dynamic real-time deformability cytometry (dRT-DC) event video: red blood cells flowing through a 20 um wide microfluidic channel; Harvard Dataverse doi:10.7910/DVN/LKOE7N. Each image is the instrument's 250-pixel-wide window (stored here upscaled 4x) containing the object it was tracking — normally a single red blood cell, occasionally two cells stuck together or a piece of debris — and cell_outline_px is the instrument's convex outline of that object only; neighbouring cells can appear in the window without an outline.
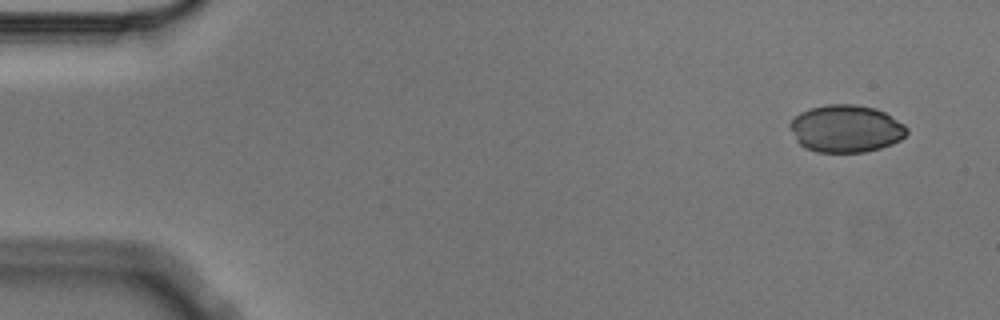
{"species": "Egyptian fruit bat (a non-hibernating species)", "species_latin": "Rousettus aegyptiacus", "temperature_condition": "cold", "stored_images_in_passage": 10, "camera_frame_rate_fps": 3000, "um_per_image_px": 0.085, "animal": {"sex": "male"}, "frame": {"image": 1, "passage_image": 1, "time_ms": 0.0, "image_size_px": [1000, 320], "cell_outline_px": [[908, 132], [900, 140], [892, 144], [880, 148], [864, 152], [816, 152], [804, 148], [796, 140], [788, 124], [800, 112], [808, 108], [824, 104], [856, 104], [876, 108], [884, 112], [904, 124], [908, 128]], "centroid_in_image_um": [71.89, 10.93], "position_along_channel_um": 13.1, "area_um2": 32.48}}
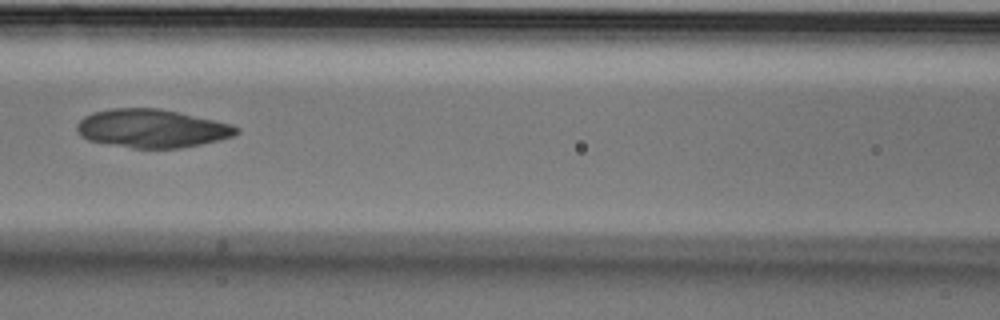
{"frame": {"image": 2, "passage_image": 6, "time_ms": 1.667, "image_size_px": [1000, 320], "cell_outline_px": [[240, 132], [236, 136], [220, 140], [180, 148], [132, 148], [88, 140], [80, 136], [76, 128], [76, 124], [84, 116], [92, 112], [112, 108], [160, 108], [232, 124], [240, 128]], "centroid_in_image_um": [12.92, 10.91], "position_along_channel_um": 153.7, "area_um2": 35.84}}
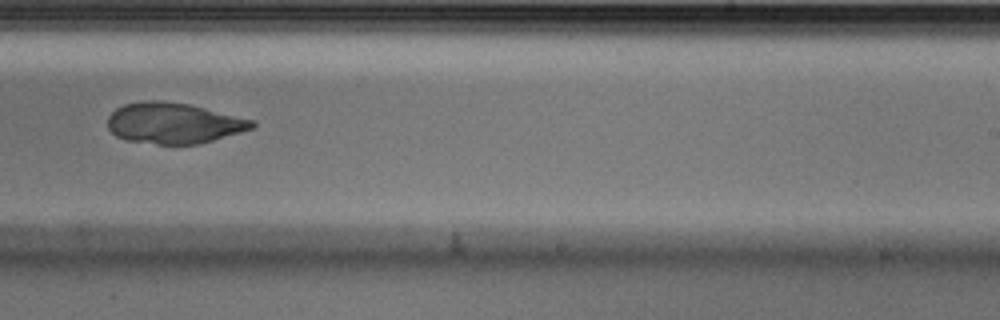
{"frame": {"image": 3, "passage_image": 9, "time_ms": 2.667, "image_size_px": [1000, 320], "cell_outline_px": [[256, 124], [252, 128], [200, 144], [156, 144], [128, 140], [116, 136], [108, 128], [108, 116], [116, 108], [124, 104], [152, 100], [188, 104], [256, 120]], "centroid_in_image_um": [14.76, 10.47], "position_along_channel_um": 274.2, "area_um2": 34.04}}